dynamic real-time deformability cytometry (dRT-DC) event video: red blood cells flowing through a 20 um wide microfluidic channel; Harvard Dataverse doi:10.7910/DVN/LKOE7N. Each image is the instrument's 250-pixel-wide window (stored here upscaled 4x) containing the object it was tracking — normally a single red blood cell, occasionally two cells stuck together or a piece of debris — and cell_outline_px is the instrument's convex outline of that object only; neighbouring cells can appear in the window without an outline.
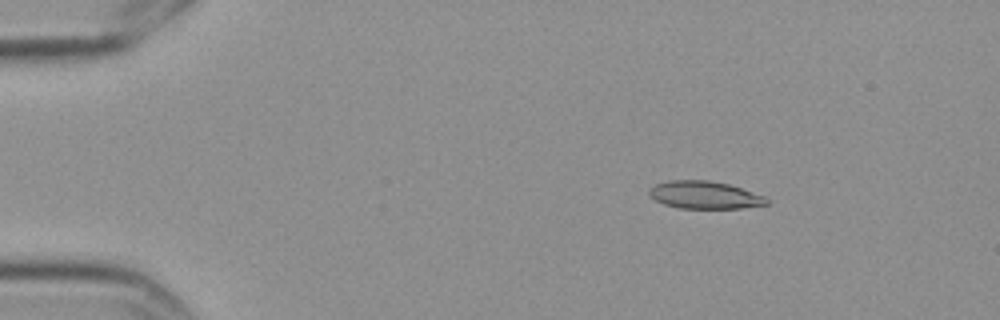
{"species": "Egyptian fruit bat (a non-hibernating species)", "species_latin": "Rousettus aegyptiacus", "temperature_condition": "cold", "stored_images_in_passage": 5, "camera_frame_rate_fps": 3000, "um_per_image_px": 0.085, "frame": {"image": 1, "passage_image": 3, "time_ms": 0.667, "image_size_px": [1000, 320], "cell_outline_px": [[768, 204], [740, 208], [680, 208], [664, 204], [648, 196], [648, 188], [656, 184], [668, 180], [708, 180], [728, 184], [764, 196], [768, 200]], "centroid_in_image_um": [59.83, 16.57], "position_along_channel_um": 25.2, "area_um2": 18.79}}